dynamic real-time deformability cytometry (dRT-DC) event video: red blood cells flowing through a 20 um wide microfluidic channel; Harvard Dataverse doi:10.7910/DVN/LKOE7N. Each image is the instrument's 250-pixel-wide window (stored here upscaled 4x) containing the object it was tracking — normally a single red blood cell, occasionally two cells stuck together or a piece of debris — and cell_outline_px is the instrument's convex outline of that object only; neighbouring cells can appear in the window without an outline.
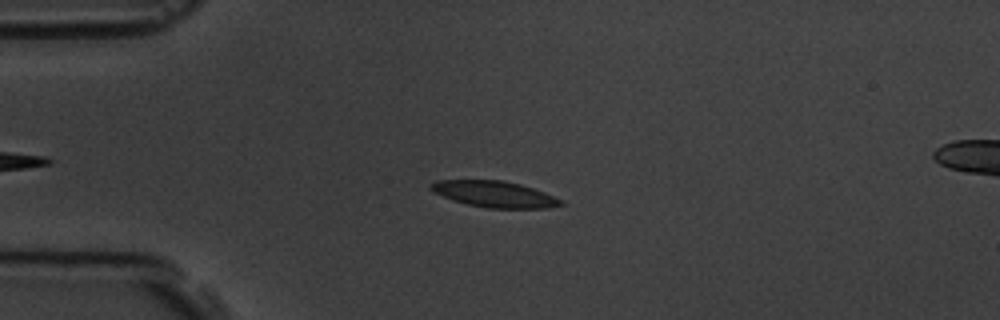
{"species": "common noctule bat (a hibernating species)", "species_latin": "Nyctalus noctula", "temperature_condition": "room temperature", "stored_images_in_passage": 7, "camera_frame_rate_fps": 3000, "um_per_image_px": 0.085, "animal": {"sex": "male", "body_mass_g": 19.5, "forearm_length_mm": 54.6}, "frame": {"image": 1, "passage_image": 5, "time_ms": 4.667, "image_size_px": [1000, 320], "cell_outline_px": [[564, 204], [548, 208], [488, 208], [468, 204], [452, 200], [428, 188], [428, 184], [436, 180], [504, 180], [520, 184], [544, 192], [564, 200]], "centroid_in_image_um": [42.04, 16.5], "position_along_channel_um": 43.0, "area_um2": 19.83}}